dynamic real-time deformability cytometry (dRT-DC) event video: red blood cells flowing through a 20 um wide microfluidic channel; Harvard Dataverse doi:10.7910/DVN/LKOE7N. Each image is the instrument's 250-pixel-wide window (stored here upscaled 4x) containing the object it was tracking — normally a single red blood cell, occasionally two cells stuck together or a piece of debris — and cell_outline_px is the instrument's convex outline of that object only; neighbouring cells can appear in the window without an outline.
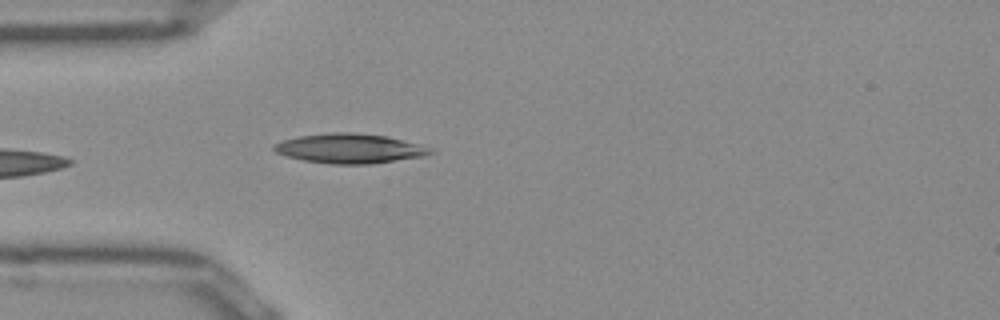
{"species": "Egyptian fruit bat (a non-hibernating species)", "species_latin": "Rousettus aegyptiacus", "temperature_condition": "room temperature", "stored_images_in_passage": 18, "camera_frame_rate_fps": 3000, "um_per_image_px": 0.085, "frame": {"image": 1, "passage_image": 5, "time_ms": 1.333, "image_size_px": [1000, 320], "cell_outline_px": [[432, 152], [424, 156], [372, 164], [332, 164], [304, 160], [288, 156], [276, 152], [272, 148], [272, 144], [284, 140], [300, 136], [332, 132], [352, 132], [388, 136], [420, 144], [432, 148]], "centroid_in_image_um": [29.74, 12.61], "position_along_channel_um": 55.3, "area_um2": 26.93}}
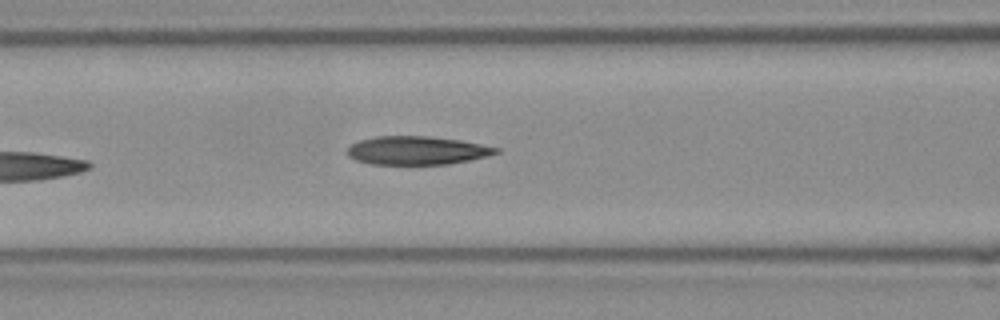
{"frame": {"image": 2, "passage_image": 11, "time_ms": 3.333, "image_size_px": [1000, 320], "cell_outline_px": [[500, 152], [488, 156], [448, 164], [372, 164], [356, 160], [348, 156], [348, 148], [352, 144], [360, 140], [376, 136], [432, 136], [460, 140], [500, 148]], "centroid_in_image_um": [35.45, 12.78], "position_along_channel_um": 131.1, "area_um2": 24.57}}
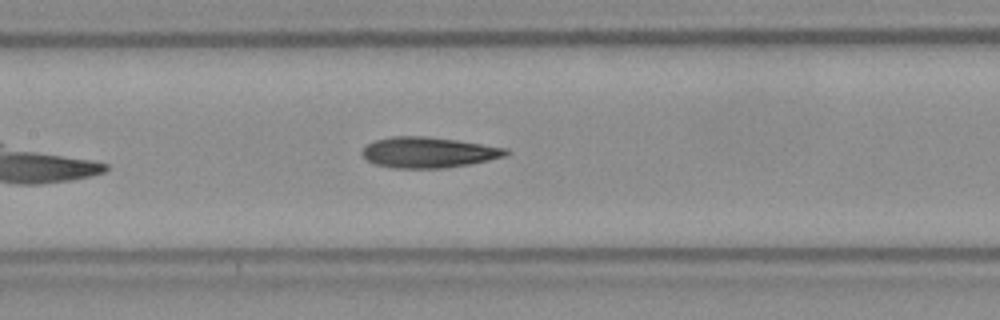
{"frame": {"image": 3, "passage_image": 14, "time_ms": 4.333, "image_size_px": [1000, 320], "cell_outline_px": [[512, 152], [504, 156], [488, 160], [468, 164], [444, 168], [396, 168], [372, 164], [360, 152], [372, 140], [392, 136], [428, 136], [456, 140], [508, 148]], "centroid_in_image_um": [36.4, 12.95], "position_along_channel_um": 171.0, "area_um2": 25.78}}